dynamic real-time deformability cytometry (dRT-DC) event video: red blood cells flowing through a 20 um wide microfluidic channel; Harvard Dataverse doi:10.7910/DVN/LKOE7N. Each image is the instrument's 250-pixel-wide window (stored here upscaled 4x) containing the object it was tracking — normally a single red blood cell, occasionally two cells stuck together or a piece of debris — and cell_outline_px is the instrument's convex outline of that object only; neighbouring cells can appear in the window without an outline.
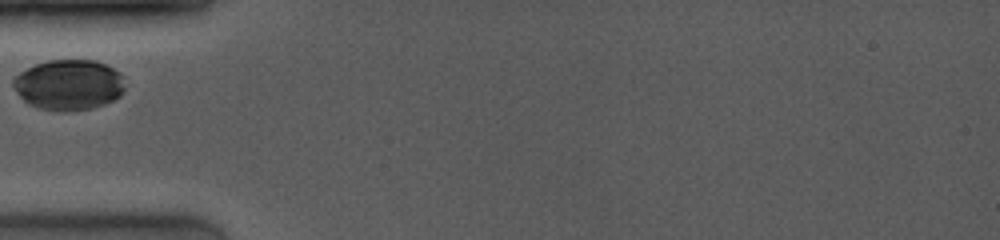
{"species": "common noctule bat (a hibernating species)", "species_latin": "Nyctalus noctula", "temperature_condition": "room temperature", "stored_images_in_passage": 3, "camera_frame_rate_fps": 4000, "um_per_image_px": 0.085, "animal": {"sex": "female", "body_mass_g": 19.0, "forearm_length_mm": 53.3}, "frame": {"image": 1, "passage_image": 2, "time_ms": 1.0, "image_size_px": [1000, 240], "cell_outline_px": [[124, 88], [120, 96], [104, 104], [92, 108], [68, 112], [60, 112], [40, 108], [28, 104], [16, 92], [12, 84], [12, 80], [20, 72], [36, 64], [48, 60], [96, 60], [120, 72], [124, 76]], "centroid_in_image_um": [5.85, 7.22], "position_along_channel_um": 79.1, "area_um2": 33.06}}